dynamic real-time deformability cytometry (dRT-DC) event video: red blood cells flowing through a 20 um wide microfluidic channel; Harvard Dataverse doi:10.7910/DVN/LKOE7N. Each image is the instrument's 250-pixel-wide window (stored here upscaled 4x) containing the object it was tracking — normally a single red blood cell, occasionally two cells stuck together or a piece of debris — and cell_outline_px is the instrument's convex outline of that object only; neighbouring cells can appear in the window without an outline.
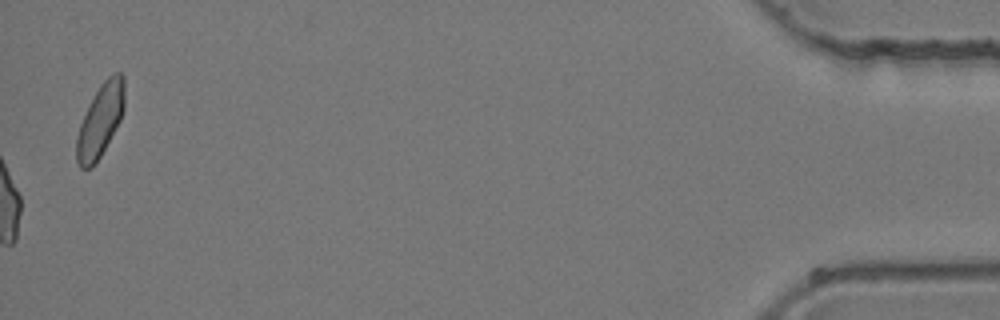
{"species": "common noctule bat (a hibernating species)", "species_latin": "Nyctalus noctula", "temperature_condition": "room temperature", "stored_images_in_passage": 45, "camera_frame_rate_fps": 3000, "um_per_image_px": 0.085, "animal": {"sex": "female", "body_mass_g": 24.6, "forearm_length_mm": 56.2}, "frame": {"image": 1, "passage_image": 45, "time_ms": 14.667, "image_size_px": [1000, 320], "cell_outline_px": [[124, 108], [120, 120], [100, 156], [92, 168], [80, 168], [76, 160], [76, 136], [80, 124], [88, 104], [100, 84], [112, 72], [120, 72], [124, 76]], "centroid_in_image_um": [8.51, 10.21], "position_along_channel_um": 426.7, "area_um2": 20.35}}